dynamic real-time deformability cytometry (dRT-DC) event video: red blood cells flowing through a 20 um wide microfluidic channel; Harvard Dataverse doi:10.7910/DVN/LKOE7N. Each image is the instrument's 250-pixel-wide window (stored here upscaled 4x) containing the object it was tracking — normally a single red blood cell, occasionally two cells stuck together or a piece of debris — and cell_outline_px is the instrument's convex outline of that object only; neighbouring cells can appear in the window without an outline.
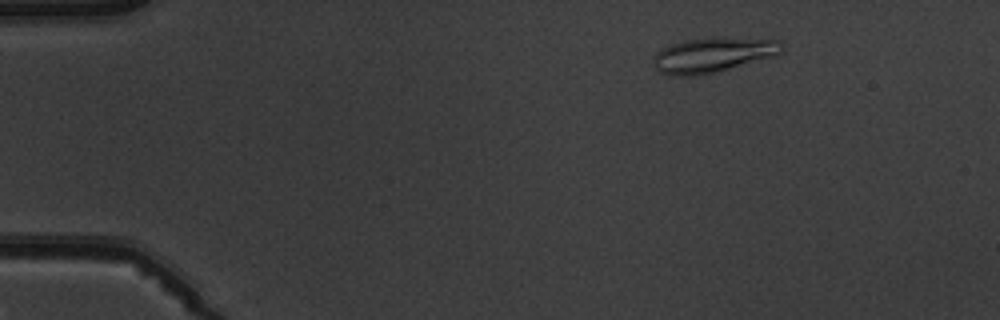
{"species": "common noctule bat (a hibernating species)", "species_latin": "Nyctalus noctula", "temperature_condition": "warm", "stored_images_in_passage": 7, "camera_frame_rate_fps": 3000, "um_per_image_px": 0.085, "animal": {"sex": "male", "body_mass_g": 19.5, "forearm_length_mm": 54.6}, "frame": {"image": 1, "passage_image": 2, "time_ms": 1.333, "image_size_px": [1000, 320], "cell_outline_px": [[784, 48], [780, 52], [772, 56], [712, 72], [692, 76], [668, 76], [660, 72], [656, 68], [652, 60], [656, 52], [668, 44], [684, 40], [780, 40], [784, 44]], "centroid_in_image_um": [60.47, 4.71], "position_along_channel_um": 24.5, "area_um2": 24.74}}
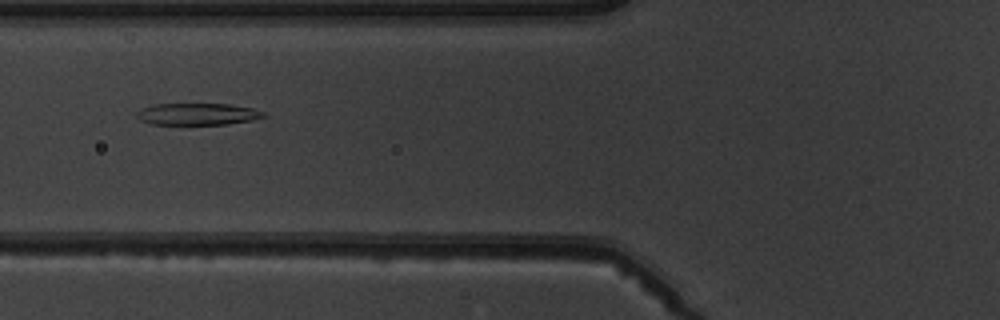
{"frame": {"image": 2, "passage_image": 6, "time_ms": 5.667, "image_size_px": [1000, 320], "cell_outline_px": [[268, 116], [252, 120], [228, 124], [152, 124], [140, 120], [136, 116], [136, 112], [144, 108], [156, 104], [228, 104], [252, 108], [264, 112]], "centroid_in_image_um": [16.82, 9.7], "position_along_channel_um": 109.0, "area_um2": 16.01}}
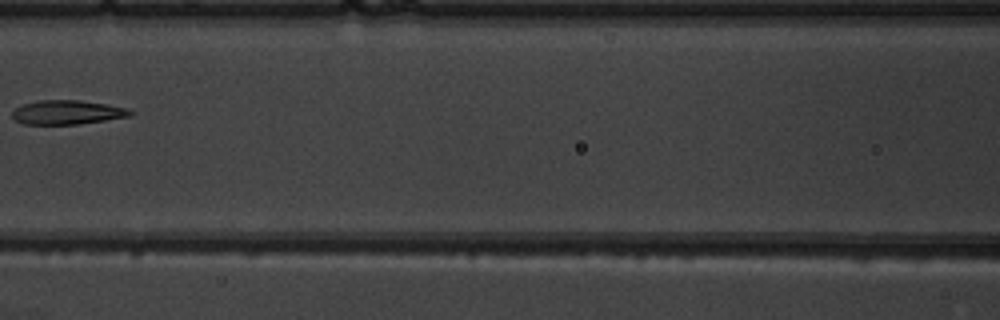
{"frame": {"image": 3, "passage_image": 7, "time_ms": 7.0, "image_size_px": [1000, 320], "cell_outline_px": [[132, 116], [76, 124], [24, 124], [16, 120], [12, 116], [12, 112], [16, 108], [24, 104], [40, 100], [80, 100], [128, 108], [132, 112]], "centroid_in_image_um": [5.71, 9.54], "position_along_channel_um": 160.9, "area_um2": 16.36}}